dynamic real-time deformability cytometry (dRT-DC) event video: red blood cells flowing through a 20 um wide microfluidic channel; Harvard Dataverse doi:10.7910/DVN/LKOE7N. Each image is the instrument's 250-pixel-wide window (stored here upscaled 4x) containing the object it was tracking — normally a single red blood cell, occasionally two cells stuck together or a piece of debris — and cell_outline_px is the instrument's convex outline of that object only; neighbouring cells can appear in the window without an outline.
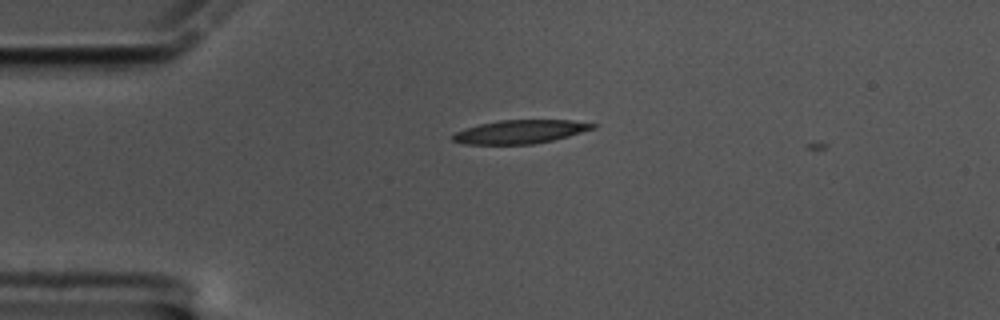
{"species": "common noctule bat (a hibernating species)", "species_latin": "Nyctalus noctula", "temperature_condition": "cold", "stored_images_in_passage": 4, "camera_frame_rate_fps": 3000, "um_per_image_px": 0.085, "animal": {"sex": "male", "body_mass_g": 17.5, "forearm_length_mm": 52.3}, "frame": {"image": 1, "passage_image": 3, "time_ms": 0.667, "image_size_px": [1000, 320], "cell_outline_px": [[600, 124], [596, 128], [568, 136], [552, 140], [532, 144], [464, 144], [452, 140], [452, 136], [456, 132], [464, 128], [480, 124], [500, 120], [572, 120]], "centroid_in_image_um": [44.25, 11.19], "position_along_channel_um": 40.8, "area_um2": 19.19}}